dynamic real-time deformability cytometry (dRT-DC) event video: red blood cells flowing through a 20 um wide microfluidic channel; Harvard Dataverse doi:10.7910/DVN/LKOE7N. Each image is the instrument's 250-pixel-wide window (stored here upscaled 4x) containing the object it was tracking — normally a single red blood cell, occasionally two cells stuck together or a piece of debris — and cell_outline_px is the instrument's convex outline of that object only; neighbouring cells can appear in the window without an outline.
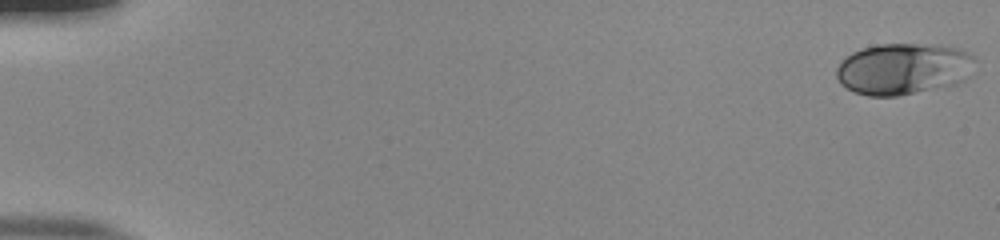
{"species": "human", "species_latin": "Homo sapiens", "temperature_condition": "room temperature", "stored_images_in_passage": 54, "camera_frame_rate_fps": 3000, "um_per_image_px": 0.085, "donor": {"sex": "male"}, "frame": {"image": 1, "passage_image": 1, "time_ms": 0.0, "image_size_px": [1000, 240], "cell_outline_px": [[976, 60], [972, 76], [956, 84], [896, 96], [868, 96], [856, 92], [840, 84], [836, 76], [836, 68], [840, 60], [852, 52], [860, 48], [876, 44], [940, 44], [960, 48], [968, 52]], "centroid_in_image_um": [76.81, 5.83], "position_along_channel_um": 8.2, "area_um2": 42.25}}
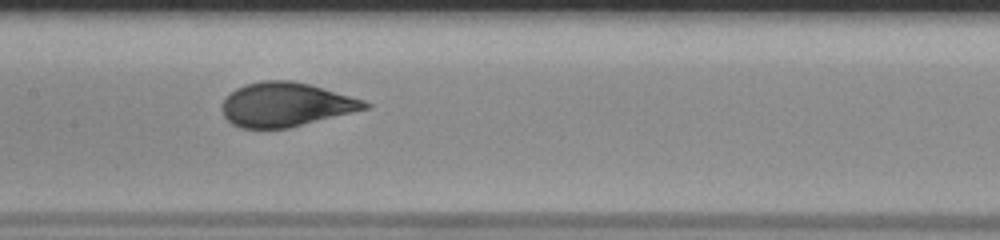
{"frame": {"image": 2, "passage_image": 28, "time_ms": 9.0, "image_size_px": [1000, 240], "cell_outline_px": [[372, 108], [288, 128], [240, 128], [232, 124], [224, 116], [220, 108], [224, 100], [236, 88], [248, 84], [264, 80], [292, 80], [308, 84], [364, 100], [372, 104]], "centroid_in_image_um": [24.31, 8.9], "position_along_channel_um": 183.1, "area_um2": 36.59}}
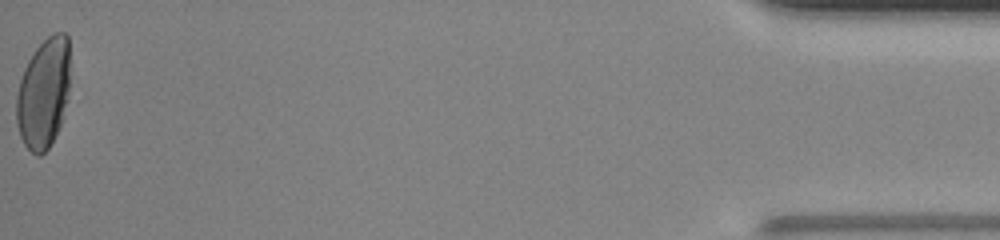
{"frame": {"image": 3, "passage_image": 54, "time_ms": 17.667, "image_size_px": [1000, 240], "cell_outline_px": [[68, 100], [60, 124], [48, 148], [40, 156], [36, 156], [24, 144], [20, 136], [16, 120], [16, 96], [20, 80], [24, 68], [28, 60], [36, 48], [52, 32], [64, 32], [68, 36]], "centroid_in_image_um": [3.68, 7.92], "position_along_channel_um": 431.5, "area_um2": 34.28}, "authors_computed_cell_mechanics": {"area_um2": 37.0787, "velocity_mm_per_s": 3.872, "shape_relaxation_time_tau1_ms": 4.9012, "shape_relaxation_time_tau2_ms": null, "deformation_change_tau1": 0.1911, "deformation_change_tau2": null}}